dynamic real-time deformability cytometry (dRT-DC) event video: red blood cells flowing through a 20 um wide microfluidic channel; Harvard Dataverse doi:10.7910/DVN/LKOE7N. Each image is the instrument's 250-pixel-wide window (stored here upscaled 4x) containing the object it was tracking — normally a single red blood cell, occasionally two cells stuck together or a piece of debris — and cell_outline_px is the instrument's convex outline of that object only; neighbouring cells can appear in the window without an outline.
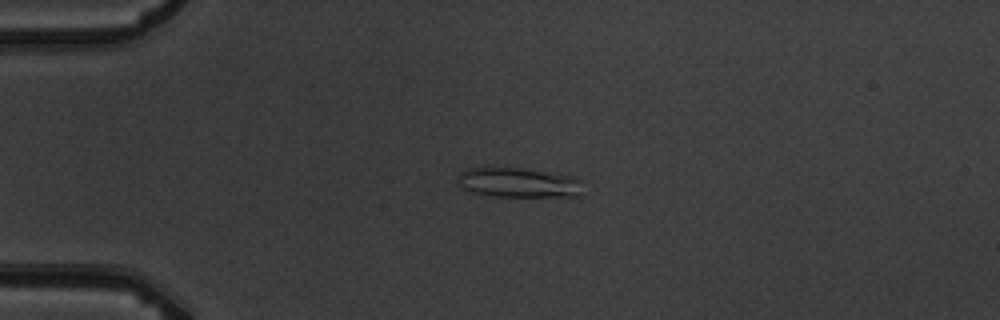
{"species": "common noctule bat (a hibernating species)", "species_latin": "Nyctalus noctula", "temperature_condition": "warm", "stored_images_in_passage": 7, "camera_frame_rate_fps": 3000, "um_per_image_px": 0.085, "animal": {"sex": "male", "body_mass_g": 19.5, "forearm_length_mm": 54.6}, "frame": {"image": 1, "passage_image": 5, "time_ms": 4.333, "image_size_px": [1000, 320], "cell_outline_px": [[580, 196], [492, 196], [472, 192], [456, 184], [456, 180], [460, 172], [468, 168], [520, 168], [572, 176], [580, 180]], "centroid_in_image_um": [44.01, 15.52], "position_along_channel_um": 41.0, "area_um2": 21.44}}
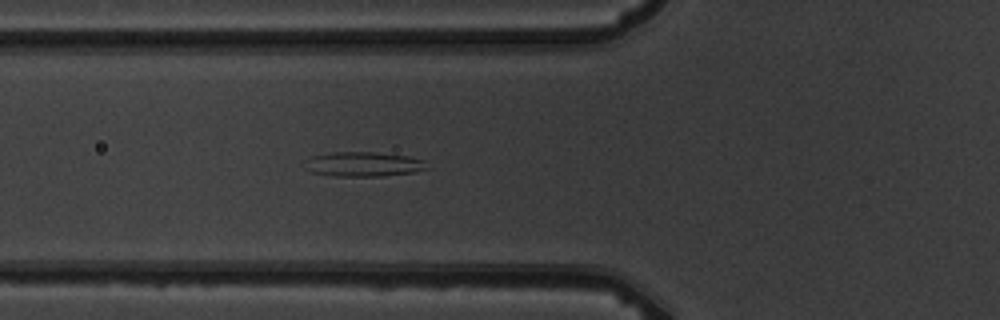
{"frame": {"image": 2, "passage_image": 7, "time_ms": 6.667, "image_size_px": [1000, 320], "cell_outline_px": [[428, 168], [416, 172], [384, 176], [332, 176], [312, 172], [304, 168], [304, 160], [312, 156], [332, 152], [372, 152], [408, 156], [424, 160]], "centroid_in_image_um": [30.86, 13.96], "position_along_channel_um": 94.9, "area_um2": 17.69}}